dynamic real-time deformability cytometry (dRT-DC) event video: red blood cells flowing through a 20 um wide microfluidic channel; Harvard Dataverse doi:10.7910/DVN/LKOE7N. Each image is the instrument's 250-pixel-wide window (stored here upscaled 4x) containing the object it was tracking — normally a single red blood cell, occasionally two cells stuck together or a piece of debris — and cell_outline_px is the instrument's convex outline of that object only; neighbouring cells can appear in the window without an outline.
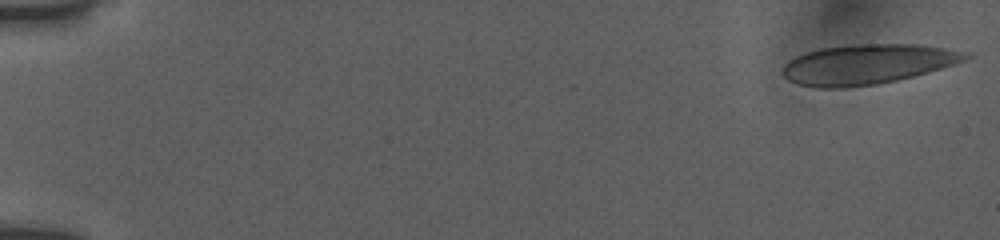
{"species": "human", "species_latin": "Homo sapiens", "temperature_condition": "room temperature", "stored_images_in_passage": 53, "camera_frame_rate_fps": 3000, "um_per_image_px": 0.085, "donor": {"sex": "female"}, "frame": {"image": 1, "passage_image": 1, "time_ms": 0.0, "image_size_px": [1000, 240], "cell_outline_px": [[972, 56], [968, 60], [956, 64], [912, 76], [896, 80], [876, 84], [844, 88], [816, 88], [796, 84], [788, 80], [780, 72], [780, 68], [788, 60], [796, 56], [820, 48], [852, 44], [920, 44], [968, 52]], "centroid_in_image_um": [73.7, 5.46], "position_along_channel_um": 11.3, "area_um2": 42.89}}
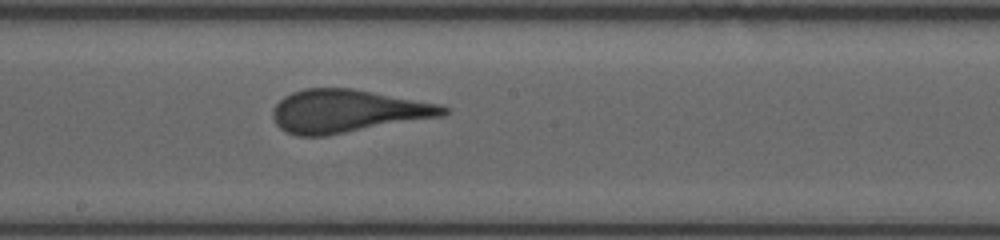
{"frame": {"image": 2, "passage_image": 30, "time_ms": 9.667, "image_size_px": [1000, 240], "cell_outline_px": [[452, 108], [444, 116], [324, 136], [296, 136], [280, 128], [276, 124], [272, 116], [272, 112], [276, 104], [284, 96], [292, 92], [304, 88], [352, 88], [440, 104]], "centroid_in_image_um": [29.54, 9.44], "position_along_channel_um": 218.7, "area_um2": 42.71}}
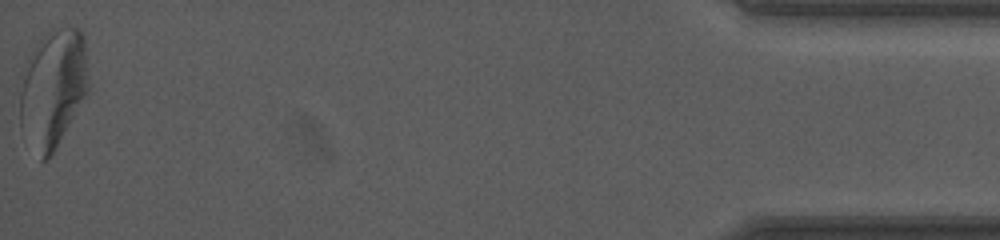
{"frame": {"image": 3, "passage_image": 53, "time_ms": 17.333, "image_size_px": [1000, 240], "cell_outline_px": [[88, 92], [52, 152], [44, 160], [40, 160], [20, 128], [20, 92], [28, 56], [32, 48], [48, 28], [80, 28], [84, 32], [88, 88]], "centroid_in_image_um": [4.49, 7.44], "position_along_channel_um": 430.7, "area_um2": 46.93}}